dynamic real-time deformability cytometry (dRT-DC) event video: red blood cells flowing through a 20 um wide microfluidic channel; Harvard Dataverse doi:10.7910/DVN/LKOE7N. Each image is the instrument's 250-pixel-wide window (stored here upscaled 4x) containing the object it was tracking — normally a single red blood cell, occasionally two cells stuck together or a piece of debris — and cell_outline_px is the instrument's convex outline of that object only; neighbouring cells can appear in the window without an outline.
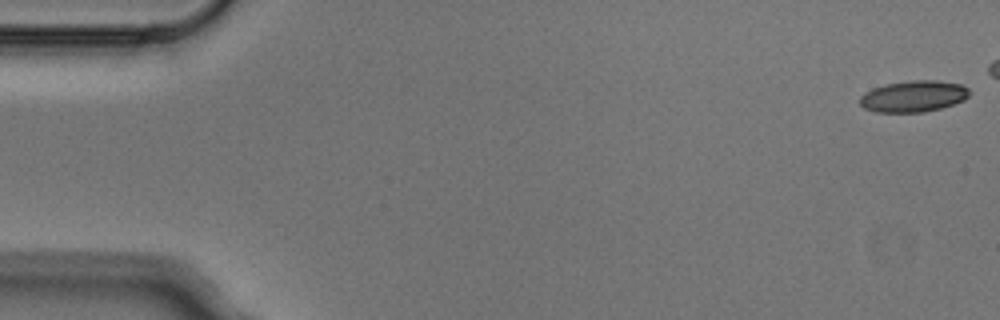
{"species": "Egyptian fruit bat (a non-hibernating species)", "species_latin": "Rousettus aegyptiacus", "temperature_condition": "cold", "stored_images_in_passage": 8, "camera_frame_rate_fps": 3000, "um_per_image_px": 0.085, "animal": {"sex": "male"}, "frame": {"image": 1, "passage_image": 1, "time_ms": 0.0, "image_size_px": [1000, 320], "cell_outline_px": [[972, 92], [964, 100], [940, 108], [924, 112], [876, 112], [864, 108], [860, 104], [860, 96], [864, 92], [872, 88], [888, 84], [912, 80], [936, 80], [960, 84], [968, 88]], "centroid_in_image_um": [77.65, 8.18], "position_along_channel_um": 7.4, "area_um2": 20.0}}
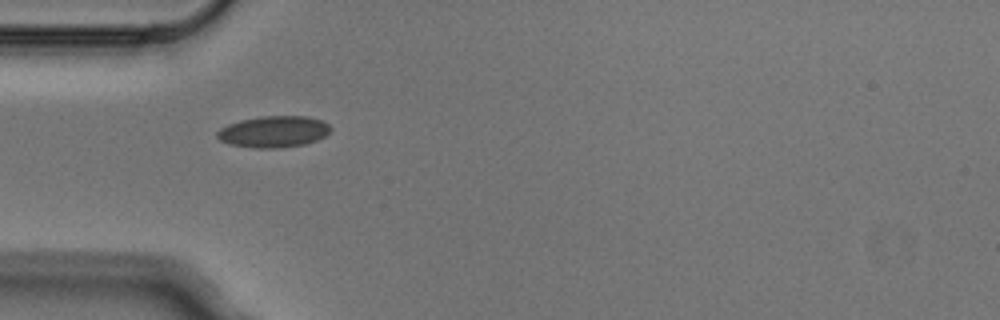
{"frame": {"image": 2, "passage_image": 7, "time_ms": 2.0, "image_size_px": [1000, 320], "cell_outline_px": [[332, 128], [324, 136], [316, 140], [304, 144], [276, 148], [260, 148], [232, 144], [220, 140], [216, 136], [216, 132], [220, 128], [228, 124], [240, 120], [260, 116], [308, 116], [320, 120], [328, 124]], "centroid_in_image_um": [23.25, 11.17], "position_along_channel_um": 61.8, "area_um2": 20.58}}
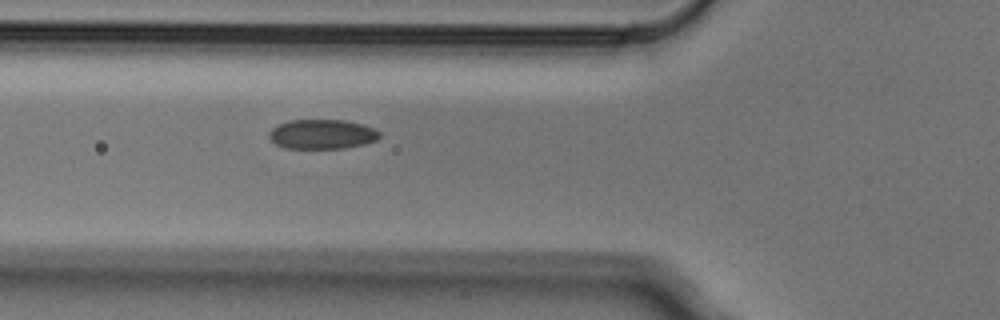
{"frame": {"image": 3, "passage_image": 8, "time_ms": 2.333, "image_size_px": [1000, 320], "cell_outline_px": [[380, 136], [376, 140], [364, 144], [344, 148], [284, 148], [276, 144], [268, 136], [268, 132], [276, 124], [288, 120], [344, 120], [376, 128], [380, 132]], "centroid_in_image_um": [27.35, 11.4], "position_along_channel_um": 98.4, "area_um2": 19.13}}